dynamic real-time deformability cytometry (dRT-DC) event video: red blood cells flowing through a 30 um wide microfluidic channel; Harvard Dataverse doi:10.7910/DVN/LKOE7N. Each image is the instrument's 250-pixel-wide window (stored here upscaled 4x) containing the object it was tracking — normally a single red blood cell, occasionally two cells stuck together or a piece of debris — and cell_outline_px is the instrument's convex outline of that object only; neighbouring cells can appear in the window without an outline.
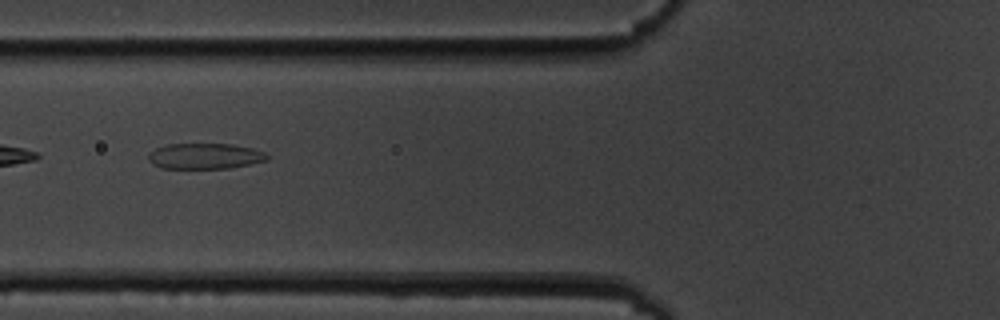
{"species": "common noctule bat (a hibernating species)", "species_latin": "Nyctalus noctula", "temperature_condition": "cold", "stored_images_in_passage": 7, "camera_frame_rate_fps": 3000, "um_per_image_px": 0.085, "animal": {"sex": "male", "body_mass_g": 19.5, "forearm_length_mm": 54.6}, "frame": {"image": 1, "passage_image": 2, "time_ms": 1.0, "image_size_px": [1000, 320], "cell_outline_px": [[268, 160], [228, 168], [160, 168], [152, 164], [148, 160], [148, 156], [156, 148], [164, 144], [232, 144], [252, 148], [264, 152], [268, 156]], "centroid_in_image_um": [17.39, 13.26], "position_along_channel_um": 108.4, "area_um2": 17.69}}
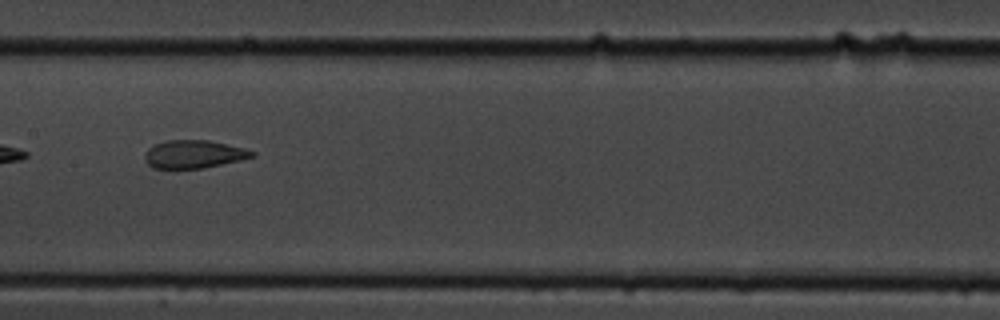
{"frame": {"image": 2, "passage_image": 4, "time_ms": 3.333, "image_size_px": [1000, 320], "cell_outline_px": [[256, 156], [240, 160], [200, 168], [152, 168], [144, 160], [144, 156], [148, 148], [152, 144], [168, 140], [208, 140], [244, 148], [256, 152]], "centroid_in_image_um": [16.44, 13.09], "position_along_channel_um": 191.0, "area_um2": 17.46}}
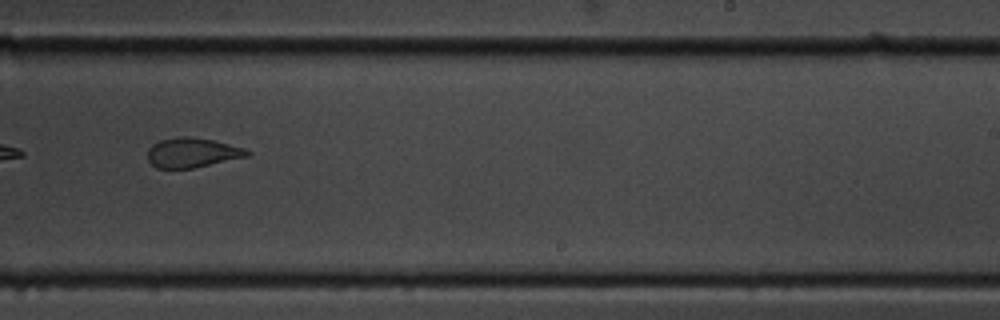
{"frame": {"image": 3, "passage_image": 6, "time_ms": 5.667, "image_size_px": [1000, 320], "cell_outline_px": [[252, 152], [248, 156], [192, 168], [156, 168], [148, 160], [148, 148], [152, 144], [160, 140], [176, 136], [188, 136], [212, 140], [244, 148]], "centroid_in_image_um": [16.31, 12.97], "position_along_channel_um": 272.7, "area_um2": 17.11}}